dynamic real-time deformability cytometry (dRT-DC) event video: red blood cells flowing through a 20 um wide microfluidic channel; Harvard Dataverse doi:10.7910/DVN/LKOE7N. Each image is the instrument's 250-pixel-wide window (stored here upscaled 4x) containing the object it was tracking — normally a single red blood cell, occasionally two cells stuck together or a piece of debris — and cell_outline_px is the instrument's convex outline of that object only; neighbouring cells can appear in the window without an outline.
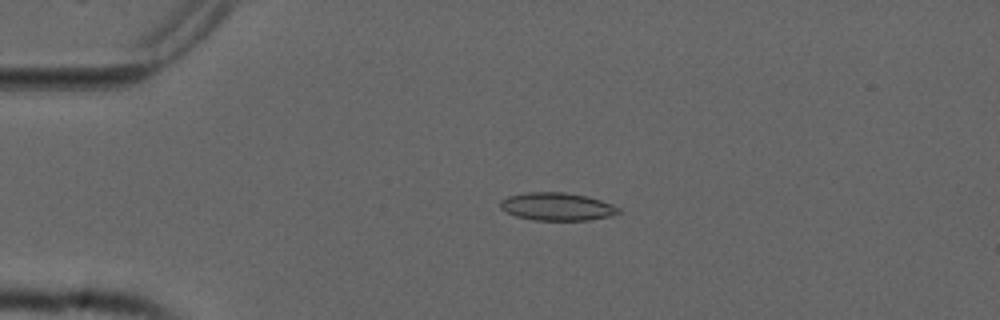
{"species": "common noctule bat (a hibernating species)", "species_latin": "Nyctalus noctula", "temperature_condition": "cold", "stored_images_in_passage": 53, "camera_frame_rate_fps": 3000, "um_per_image_px": 0.085, "animal": {"sex": "male", "forearm_length_mm": 52.5}, "frame": {"image": 1, "passage_image": 11, "time_ms": 3.333, "image_size_px": [1000, 320], "cell_outline_px": [[620, 212], [608, 216], [588, 220], [532, 220], [516, 216], [504, 212], [500, 208], [500, 200], [508, 196], [524, 192], [564, 192], [588, 196], [612, 204], [620, 208]], "centroid_in_image_um": [47.3, 17.55], "position_along_channel_um": 37.7, "area_um2": 19.31}}
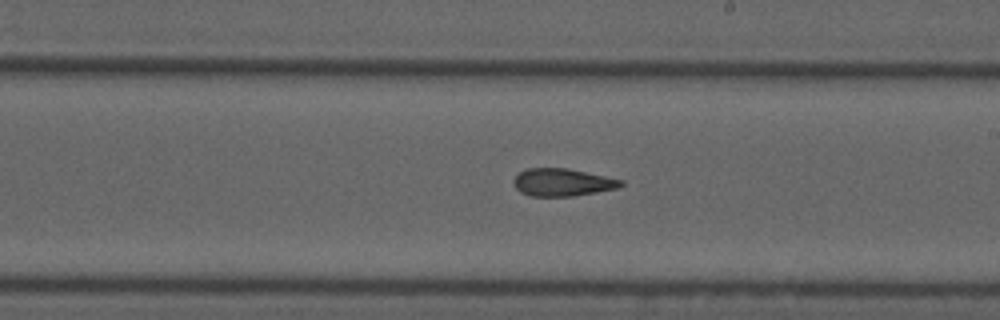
{"frame": {"image": 2, "passage_image": 30, "time_ms": 9.667, "image_size_px": [1000, 320], "cell_outline_px": [[624, 184], [616, 188], [596, 192], [572, 196], [532, 196], [520, 192], [516, 188], [512, 180], [520, 172], [528, 168], [568, 168], [624, 180]], "centroid_in_image_um": [47.8, 15.49], "position_along_channel_um": 241.2, "area_um2": 17.17}}
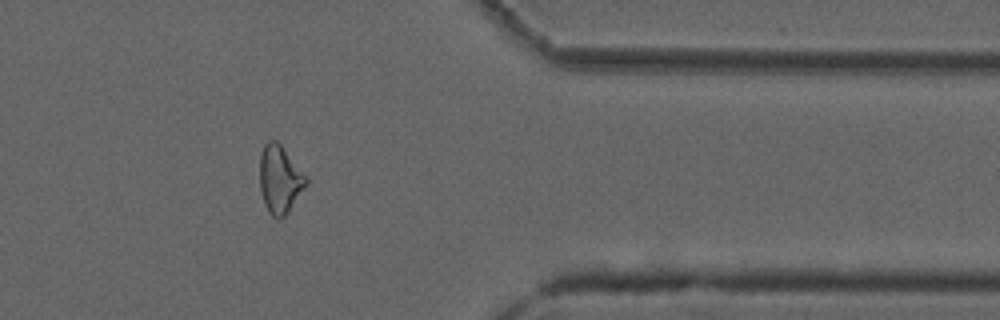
{"frame": {"image": 3, "passage_image": 43, "time_ms": 14.0, "image_size_px": [1000, 320], "cell_outline_px": [[308, 184], [288, 212], [280, 220], [272, 216], [268, 212], [264, 204], [260, 188], [260, 152], [264, 144], [268, 140], [276, 140], [280, 144], [308, 176]], "centroid_in_image_um": [23.8, 15.24], "position_along_channel_um": 387.6, "area_um2": 18.61}, "authors_computed_cell_mechanics": {"area_um2": 18.496, "velocity_mm_per_s": 3.7769, "shape_relaxation_time_tau1_ms": null, "shape_relaxation_time_tau2_ms": 4.1013, "deformation_change_tau1": null, "deformation_change_tau2": 0.1232}}